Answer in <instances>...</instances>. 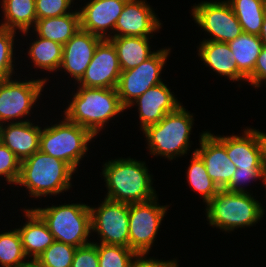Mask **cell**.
I'll return each mask as SVG.
<instances>
[{"mask_svg": "<svg viewBox=\"0 0 266 267\" xmlns=\"http://www.w3.org/2000/svg\"><path fill=\"white\" fill-rule=\"evenodd\" d=\"M42 127L33 121L0 125V142L22 162L39 150Z\"/></svg>", "mask_w": 266, "mask_h": 267, "instance_id": "cell-19", "label": "cell"}, {"mask_svg": "<svg viewBox=\"0 0 266 267\" xmlns=\"http://www.w3.org/2000/svg\"><path fill=\"white\" fill-rule=\"evenodd\" d=\"M196 48L198 57L209 70L232 82H247V78L237 68L228 43L202 40Z\"/></svg>", "mask_w": 266, "mask_h": 267, "instance_id": "cell-20", "label": "cell"}, {"mask_svg": "<svg viewBox=\"0 0 266 267\" xmlns=\"http://www.w3.org/2000/svg\"><path fill=\"white\" fill-rule=\"evenodd\" d=\"M0 3L4 15L0 26L28 37L37 21L35 0H1Z\"/></svg>", "mask_w": 266, "mask_h": 267, "instance_id": "cell-25", "label": "cell"}, {"mask_svg": "<svg viewBox=\"0 0 266 267\" xmlns=\"http://www.w3.org/2000/svg\"><path fill=\"white\" fill-rule=\"evenodd\" d=\"M121 68L114 45L103 39L95 49L93 58L77 86L86 88H116Z\"/></svg>", "mask_w": 266, "mask_h": 267, "instance_id": "cell-14", "label": "cell"}, {"mask_svg": "<svg viewBox=\"0 0 266 267\" xmlns=\"http://www.w3.org/2000/svg\"><path fill=\"white\" fill-rule=\"evenodd\" d=\"M103 39L81 28L63 45L62 61L59 71L65 72L75 80L82 78L90 64L95 49Z\"/></svg>", "mask_w": 266, "mask_h": 267, "instance_id": "cell-18", "label": "cell"}, {"mask_svg": "<svg viewBox=\"0 0 266 267\" xmlns=\"http://www.w3.org/2000/svg\"><path fill=\"white\" fill-rule=\"evenodd\" d=\"M237 17L244 33L260 35L266 15V0H226Z\"/></svg>", "mask_w": 266, "mask_h": 267, "instance_id": "cell-28", "label": "cell"}, {"mask_svg": "<svg viewBox=\"0 0 266 267\" xmlns=\"http://www.w3.org/2000/svg\"><path fill=\"white\" fill-rule=\"evenodd\" d=\"M169 205H160L158 196L145 202L129 204V248L135 253H148L154 246L160 225Z\"/></svg>", "mask_w": 266, "mask_h": 267, "instance_id": "cell-10", "label": "cell"}, {"mask_svg": "<svg viewBox=\"0 0 266 267\" xmlns=\"http://www.w3.org/2000/svg\"><path fill=\"white\" fill-rule=\"evenodd\" d=\"M242 131L240 135L225 136L227 156L237 168H264L256 132L250 127H245Z\"/></svg>", "mask_w": 266, "mask_h": 267, "instance_id": "cell-22", "label": "cell"}, {"mask_svg": "<svg viewBox=\"0 0 266 267\" xmlns=\"http://www.w3.org/2000/svg\"><path fill=\"white\" fill-rule=\"evenodd\" d=\"M185 107L181 104L175 111L167 113L157 124L142 131L146 138V150L151 156H160L171 161L176 160V157L185 156L190 151L193 143L190 141V135L195 120L193 113Z\"/></svg>", "mask_w": 266, "mask_h": 267, "instance_id": "cell-5", "label": "cell"}, {"mask_svg": "<svg viewBox=\"0 0 266 267\" xmlns=\"http://www.w3.org/2000/svg\"><path fill=\"white\" fill-rule=\"evenodd\" d=\"M17 31L0 26V81L7 80L15 76L14 46Z\"/></svg>", "mask_w": 266, "mask_h": 267, "instance_id": "cell-32", "label": "cell"}, {"mask_svg": "<svg viewBox=\"0 0 266 267\" xmlns=\"http://www.w3.org/2000/svg\"><path fill=\"white\" fill-rule=\"evenodd\" d=\"M170 53L171 47L159 48L139 66L121 71L116 89L125 109L149 88L163 82L162 69L165 68Z\"/></svg>", "mask_w": 266, "mask_h": 267, "instance_id": "cell-11", "label": "cell"}, {"mask_svg": "<svg viewBox=\"0 0 266 267\" xmlns=\"http://www.w3.org/2000/svg\"><path fill=\"white\" fill-rule=\"evenodd\" d=\"M238 70L247 78L255 68L256 60L263 48L259 36L242 33L233 41L228 42Z\"/></svg>", "mask_w": 266, "mask_h": 267, "instance_id": "cell-27", "label": "cell"}, {"mask_svg": "<svg viewBox=\"0 0 266 267\" xmlns=\"http://www.w3.org/2000/svg\"><path fill=\"white\" fill-rule=\"evenodd\" d=\"M151 38L153 37L123 36L108 39L114 45L121 71L139 66L156 52L151 49Z\"/></svg>", "mask_w": 266, "mask_h": 267, "instance_id": "cell-23", "label": "cell"}, {"mask_svg": "<svg viewBox=\"0 0 266 267\" xmlns=\"http://www.w3.org/2000/svg\"><path fill=\"white\" fill-rule=\"evenodd\" d=\"M25 223L17 228L23 250L33 263L55 240L43 219L30 207L23 208Z\"/></svg>", "mask_w": 266, "mask_h": 267, "instance_id": "cell-21", "label": "cell"}, {"mask_svg": "<svg viewBox=\"0 0 266 267\" xmlns=\"http://www.w3.org/2000/svg\"><path fill=\"white\" fill-rule=\"evenodd\" d=\"M80 28L78 9L57 17L38 19L31 30L41 38H46L64 45Z\"/></svg>", "mask_w": 266, "mask_h": 267, "instance_id": "cell-24", "label": "cell"}, {"mask_svg": "<svg viewBox=\"0 0 266 267\" xmlns=\"http://www.w3.org/2000/svg\"><path fill=\"white\" fill-rule=\"evenodd\" d=\"M30 267H37V266L34 263H32Z\"/></svg>", "mask_w": 266, "mask_h": 267, "instance_id": "cell-43", "label": "cell"}, {"mask_svg": "<svg viewBox=\"0 0 266 267\" xmlns=\"http://www.w3.org/2000/svg\"><path fill=\"white\" fill-rule=\"evenodd\" d=\"M90 205L85 203H64L32 209L43 219L54 240L82 247L90 244L92 235Z\"/></svg>", "mask_w": 266, "mask_h": 267, "instance_id": "cell-6", "label": "cell"}, {"mask_svg": "<svg viewBox=\"0 0 266 267\" xmlns=\"http://www.w3.org/2000/svg\"><path fill=\"white\" fill-rule=\"evenodd\" d=\"M75 171L64 161L38 150L21 162L18 186L31 198L59 195L71 190ZM46 196V197H45Z\"/></svg>", "mask_w": 266, "mask_h": 267, "instance_id": "cell-3", "label": "cell"}, {"mask_svg": "<svg viewBox=\"0 0 266 267\" xmlns=\"http://www.w3.org/2000/svg\"><path fill=\"white\" fill-rule=\"evenodd\" d=\"M76 247L54 241L33 263L37 267H71Z\"/></svg>", "mask_w": 266, "mask_h": 267, "instance_id": "cell-31", "label": "cell"}, {"mask_svg": "<svg viewBox=\"0 0 266 267\" xmlns=\"http://www.w3.org/2000/svg\"><path fill=\"white\" fill-rule=\"evenodd\" d=\"M29 43L27 58L40 71L58 72L62 61L63 45L55 41L41 38L35 34ZM36 37V38H35Z\"/></svg>", "mask_w": 266, "mask_h": 267, "instance_id": "cell-26", "label": "cell"}, {"mask_svg": "<svg viewBox=\"0 0 266 267\" xmlns=\"http://www.w3.org/2000/svg\"><path fill=\"white\" fill-rule=\"evenodd\" d=\"M248 85L258 89L266 85V46H263L255 63L254 71L247 77Z\"/></svg>", "mask_w": 266, "mask_h": 267, "instance_id": "cell-38", "label": "cell"}, {"mask_svg": "<svg viewBox=\"0 0 266 267\" xmlns=\"http://www.w3.org/2000/svg\"><path fill=\"white\" fill-rule=\"evenodd\" d=\"M199 134V148H195V153L202 159L209 177L219 189H226L237 167L227 156L225 136L214 135L209 130Z\"/></svg>", "mask_w": 266, "mask_h": 267, "instance_id": "cell-13", "label": "cell"}, {"mask_svg": "<svg viewBox=\"0 0 266 267\" xmlns=\"http://www.w3.org/2000/svg\"><path fill=\"white\" fill-rule=\"evenodd\" d=\"M262 183L264 184L263 187L265 186V192H266V173L264 174ZM265 195H266V193H265ZM265 198H266V197H265Z\"/></svg>", "mask_w": 266, "mask_h": 267, "instance_id": "cell-42", "label": "cell"}, {"mask_svg": "<svg viewBox=\"0 0 266 267\" xmlns=\"http://www.w3.org/2000/svg\"><path fill=\"white\" fill-rule=\"evenodd\" d=\"M71 267H99L97 243L77 247Z\"/></svg>", "mask_w": 266, "mask_h": 267, "instance_id": "cell-37", "label": "cell"}, {"mask_svg": "<svg viewBox=\"0 0 266 267\" xmlns=\"http://www.w3.org/2000/svg\"><path fill=\"white\" fill-rule=\"evenodd\" d=\"M73 1L74 0H35L37 20L71 13L73 11Z\"/></svg>", "mask_w": 266, "mask_h": 267, "instance_id": "cell-36", "label": "cell"}, {"mask_svg": "<svg viewBox=\"0 0 266 267\" xmlns=\"http://www.w3.org/2000/svg\"><path fill=\"white\" fill-rule=\"evenodd\" d=\"M181 104L174 92L162 82L151 88L139 96L132 102L129 108L135 106L138 112L139 124L141 131L151 125L161 121L167 113L175 111Z\"/></svg>", "mask_w": 266, "mask_h": 267, "instance_id": "cell-17", "label": "cell"}, {"mask_svg": "<svg viewBox=\"0 0 266 267\" xmlns=\"http://www.w3.org/2000/svg\"><path fill=\"white\" fill-rule=\"evenodd\" d=\"M101 176L107 193L105 199L121 203L145 202L157 196L153 174L146 162L135 158L111 159L103 162Z\"/></svg>", "mask_w": 266, "mask_h": 267, "instance_id": "cell-1", "label": "cell"}, {"mask_svg": "<svg viewBox=\"0 0 266 267\" xmlns=\"http://www.w3.org/2000/svg\"><path fill=\"white\" fill-rule=\"evenodd\" d=\"M191 7L194 23L209 35V38L203 40L228 43L243 33L241 24L226 0L201 1Z\"/></svg>", "mask_w": 266, "mask_h": 267, "instance_id": "cell-9", "label": "cell"}, {"mask_svg": "<svg viewBox=\"0 0 266 267\" xmlns=\"http://www.w3.org/2000/svg\"><path fill=\"white\" fill-rule=\"evenodd\" d=\"M185 172L189 187L202 196L206 205L220 190L216 183L209 177L202 159L195 153H191L190 164Z\"/></svg>", "mask_w": 266, "mask_h": 267, "instance_id": "cell-29", "label": "cell"}, {"mask_svg": "<svg viewBox=\"0 0 266 267\" xmlns=\"http://www.w3.org/2000/svg\"><path fill=\"white\" fill-rule=\"evenodd\" d=\"M99 267H131L135 252L128 247L97 243Z\"/></svg>", "mask_w": 266, "mask_h": 267, "instance_id": "cell-33", "label": "cell"}, {"mask_svg": "<svg viewBox=\"0 0 266 267\" xmlns=\"http://www.w3.org/2000/svg\"><path fill=\"white\" fill-rule=\"evenodd\" d=\"M147 255L148 253H136L131 267H179V261H177L178 259L176 258L165 261L155 257H149Z\"/></svg>", "mask_w": 266, "mask_h": 267, "instance_id": "cell-39", "label": "cell"}, {"mask_svg": "<svg viewBox=\"0 0 266 267\" xmlns=\"http://www.w3.org/2000/svg\"><path fill=\"white\" fill-rule=\"evenodd\" d=\"M262 43L264 46H266V15L263 20V25L261 27L260 35H259Z\"/></svg>", "mask_w": 266, "mask_h": 267, "instance_id": "cell-41", "label": "cell"}, {"mask_svg": "<svg viewBox=\"0 0 266 267\" xmlns=\"http://www.w3.org/2000/svg\"><path fill=\"white\" fill-rule=\"evenodd\" d=\"M63 116L87 129L95 138L112 119L126 110L116 88H86L77 86ZM119 114V115H118Z\"/></svg>", "mask_w": 266, "mask_h": 267, "instance_id": "cell-2", "label": "cell"}, {"mask_svg": "<svg viewBox=\"0 0 266 267\" xmlns=\"http://www.w3.org/2000/svg\"><path fill=\"white\" fill-rule=\"evenodd\" d=\"M21 161L2 142H0V176L9 185L17 184L20 176Z\"/></svg>", "mask_w": 266, "mask_h": 267, "instance_id": "cell-34", "label": "cell"}, {"mask_svg": "<svg viewBox=\"0 0 266 267\" xmlns=\"http://www.w3.org/2000/svg\"><path fill=\"white\" fill-rule=\"evenodd\" d=\"M31 262L24 253L21 237L14 228L0 233V267H30Z\"/></svg>", "mask_w": 266, "mask_h": 267, "instance_id": "cell-30", "label": "cell"}, {"mask_svg": "<svg viewBox=\"0 0 266 267\" xmlns=\"http://www.w3.org/2000/svg\"><path fill=\"white\" fill-rule=\"evenodd\" d=\"M103 199L98 207L89 206L92 233L100 240L94 243L129 248V204Z\"/></svg>", "mask_w": 266, "mask_h": 267, "instance_id": "cell-12", "label": "cell"}, {"mask_svg": "<svg viewBox=\"0 0 266 267\" xmlns=\"http://www.w3.org/2000/svg\"><path fill=\"white\" fill-rule=\"evenodd\" d=\"M48 81L47 77H31L30 80L22 81L12 77L0 81V125L31 121L24 118L33 113L34 106H38L36 103Z\"/></svg>", "mask_w": 266, "mask_h": 267, "instance_id": "cell-8", "label": "cell"}, {"mask_svg": "<svg viewBox=\"0 0 266 267\" xmlns=\"http://www.w3.org/2000/svg\"><path fill=\"white\" fill-rule=\"evenodd\" d=\"M128 0H89L80 7V28L102 39L114 37L116 22ZM109 32V33H108Z\"/></svg>", "mask_w": 266, "mask_h": 267, "instance_id": "cell-16", "label": "cell"}, {"mask_svg": "<svg viewBox=\"0 0 266 267\" xmlns=\"http://www.w3.org/2000/svg\"><path fill=\"white\" fill-rule=\"evenodd\" d=\"M95 137L84 127L69 121L65 116L57 123L42 128L39 150L66 162L76 173L78 165Z\"/></svg>", "mask_w": 266, "mask_h": 267, "instance_id": "cell-7", "label": "cell"}, {"mask_svg": "<svg viewBox=\"0 0 266 267\" xmlns=\"http://www.w3.org/2000/svg\"><path fill=\"white\" fill-rule=\"evenodd\" d=\"M146 0H128L116 22L114 37H153L163 24Z\"/></svg>", "mask_w": 266, "mask_h": 267, "instance_id": "cell-15", "label": "cell"}, {"mask_svg": "<svg viewBox=\"0 0 266 267\" xmlns=\"http://www.w3.org/2000/svg\"><path fill=\"white\" fill-rule=\"evenodd\" d=\"M257 134V139L260 145L261 149V159H262V165L264 167V170L266 172V133L259 131V129H255L251 127Z\"/></svg>", "mask_w": 266, "mask_h": 267, "instance_id": "cell-40", "label": "cell"}, {"mask_svg": "<svg viewBox=\"0 0 266 267\" xmlns=\"http://www.w3.org/2000/svg\"><path fill=\"white\" fill-rule=\"evenodd\" d=\"M255 197L253 193L220 189L205 206V217L209 226L225 233L255 226L265 214V206Z\"/></svg>", "mask_w": 266, "mask_h": 267, "instance_id": "cell-4", "label": "cell"}, {"mask_svg": "<svg viewBox=\"0 0 266 267\" xmlns=\"http://www.w3.org/2000/svg\"><path fill=\"white\" fill-rule=\"evenodd\" d=\"M265 173L264 168H237L226 190L236 193H251V190H248L245 186H248L249 183H253V181H262Z\"/></svg>", "mask_w": 266, "mask_h": 267, "instance_id": "cell-35", "label": "cell"}]
</instances>
